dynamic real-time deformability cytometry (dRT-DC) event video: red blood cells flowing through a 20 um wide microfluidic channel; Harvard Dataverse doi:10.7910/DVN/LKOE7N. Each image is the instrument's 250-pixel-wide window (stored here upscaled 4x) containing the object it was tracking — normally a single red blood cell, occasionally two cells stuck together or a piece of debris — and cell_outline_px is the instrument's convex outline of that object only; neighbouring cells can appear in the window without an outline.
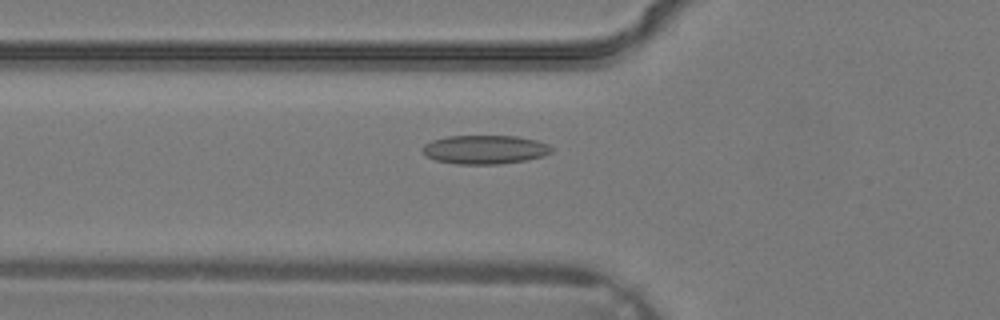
{"species": "common noctule bat (a hibernating species)", "species_latin": "Nyctalus noctula", "temperature_condition": "warm", "stored_images_in_passage": 17, "camera_frame_rate_fps": 3000, "um_per_image_px": 0.085, "animal": {"sex": "male", "body_mass_g": 19.2, "forearm_length_mm": 51.8}, "frame": {"image": 1, "passage_image": 2, "time_ms": 0.333, "image_size_px": [1000, 320], "cell_outline_px": [[552, 152], [544, 156], [528, 160], [500, 164], [456, 164], [436, 160], [428, 156], [420, 148], [424, 144], [432, 140], [448, 136], [516, 136], [536, 140], [548, 144], [552, 148]], "centroid_in_image_um": [41.23, 12.71], "position_along_channel_um": 84.6, "area_um2": 21.73}}
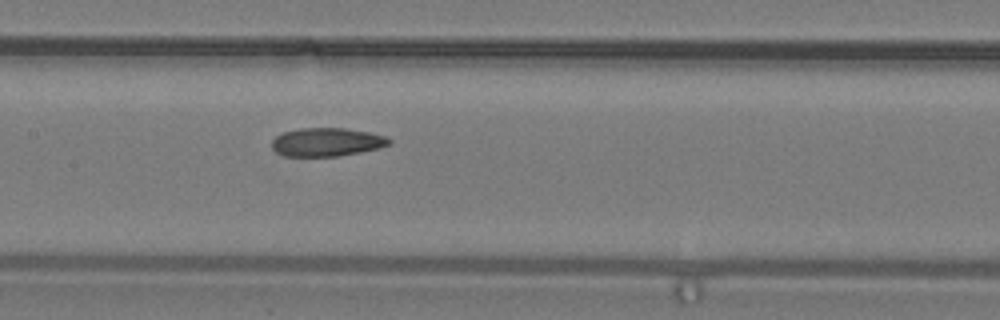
{"frame": {"image": 2, "passage_image": 7, "time_ms": 2.0, "image_size_px": [1000, 320], "cell_outline_px": [[392, 144], [380, 148], [360, 152], [336, 156], [284, 156], [276, 152], [272, 148], [272, 140], [276, 136], [284, 132], [300, 128], [344, 128], [368, 132], [384, 136], [392, 140]], "centroid_in_image_um": [27.78, 12.08], "position_along_channel_um": 179.6, "area_um2": 19.42}}
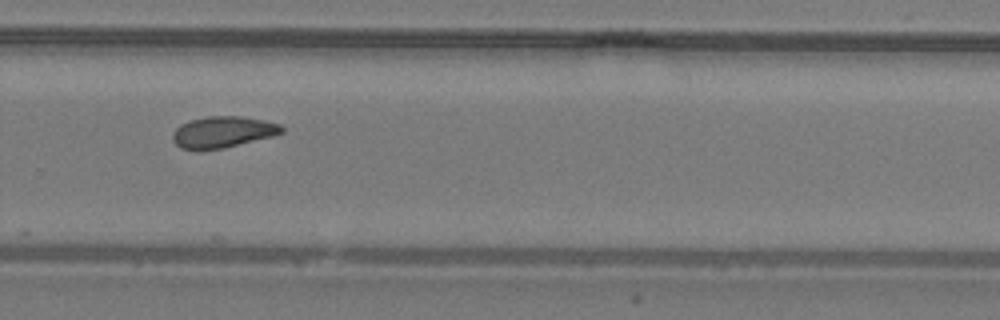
{"frame": {"image": 3, "passage_image": 14, "time_ms": 4.333, "image_size_px": [1000, 320], "cell_outline_px": [[284, 132], [272, 136], [224, 148], [180, 148], [172, 140], [172, 136], [176, 128], [180, 124], [204, 116], [240, 116], [264, 120], [280, 124], [284, 128]], "centroid_in_image_um": [18.96, 11.2], "position_along_channel_um": 310.8, "area_um2": 19.59}}